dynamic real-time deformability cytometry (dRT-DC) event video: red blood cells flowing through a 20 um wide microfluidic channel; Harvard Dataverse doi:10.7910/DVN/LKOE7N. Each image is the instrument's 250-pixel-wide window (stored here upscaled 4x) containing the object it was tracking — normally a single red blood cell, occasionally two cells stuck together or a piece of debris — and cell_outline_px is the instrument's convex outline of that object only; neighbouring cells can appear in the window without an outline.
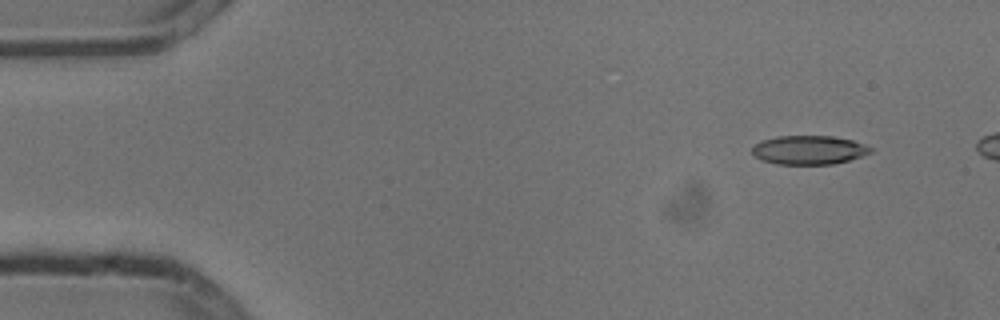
{"species": "common noctule bat (a hibernating species)", "species_latin": "Nyctalus noctula", "temperature_condition": "cold", "stored_images_in_passage": 5, "camera_frame_rate_fps": 3000, "um_per_image_px": 0.085, "animal": {"sex": "male", "body_mass_g": 13.3}, "frame": {"image": 1, "passage_image": 1, "time_ms": 0.0, "image_size_px": [1000, 320], "cell_outline_px": [[872, 152], [848, 160], [832, 164], [776, 164], [760, 160], [752, 152], [752, 148], [756, 144], [764, 140], [776, 136], [832, 136], [852, 140], [864, 144], [872, 148]], "centroid_in_image_um": [68.75, 12.75], "position_along_channel_um": 16.3, "area_um2": 19.77}}